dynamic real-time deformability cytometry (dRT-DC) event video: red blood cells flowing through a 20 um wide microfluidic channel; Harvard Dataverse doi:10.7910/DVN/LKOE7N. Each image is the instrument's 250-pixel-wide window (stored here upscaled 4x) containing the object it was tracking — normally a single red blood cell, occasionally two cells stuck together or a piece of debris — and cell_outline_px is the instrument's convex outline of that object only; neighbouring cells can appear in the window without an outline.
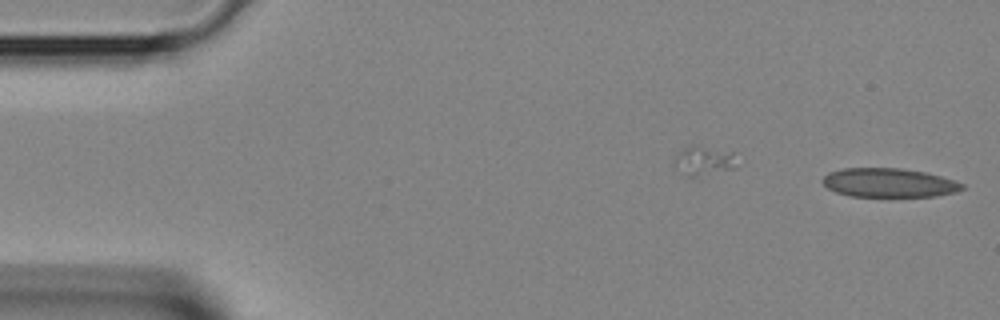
{"species": "Egyptian fruit bat (a non-hibernating species)", "species_latin": "Rousettus aegyptiacus", "temperature_condition": "room temperature", "stored_images_in_passage": 2, "segment_of_instrument_passage": [2, 2], "camera_frame_rate_fps": 3000, "um_per_image_px": 0.085, "animal": {"sex": "female"}, "frame": {"image": 1, "passage_image": 2, "time_ms": 0.333, "image_size_px": [1000, 320], "cell_outline_px": [[964, 188], [956, 192], [936, 196], [848, 196], [836, 192], [828, 188], [820, 180], [828, 172], [844, 168], [900, 168], [924, 172], [940, 176], [964, 184]], "centroid_in_image_um": [75.52, 15.53], "position_along_channel_um": 9.5, "area_um2": 23.47}}